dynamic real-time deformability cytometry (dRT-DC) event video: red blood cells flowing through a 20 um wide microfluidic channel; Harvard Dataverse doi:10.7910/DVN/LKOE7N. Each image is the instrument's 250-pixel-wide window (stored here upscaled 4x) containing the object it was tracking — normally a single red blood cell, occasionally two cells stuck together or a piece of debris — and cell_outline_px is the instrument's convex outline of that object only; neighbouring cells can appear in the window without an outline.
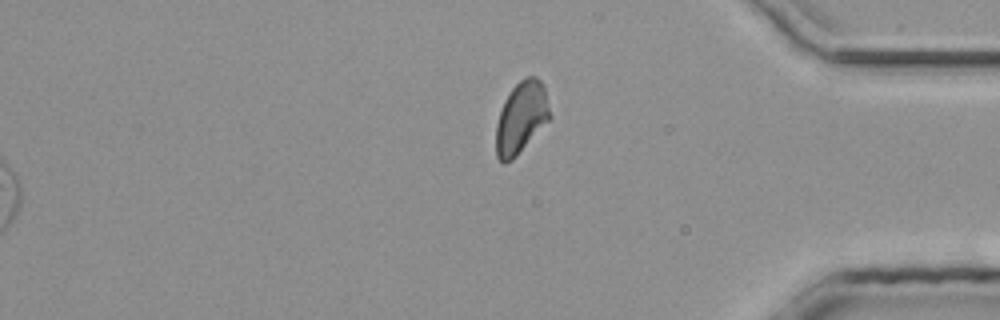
{"species": "common noctule bat (a hibernating species)", "species_latin": "Nyctalus noctula", "temperature_condition": "room temperature", "stored_images_in_passage": 34, "segment_of_instrument_passage": [3, 3], "camera_frame_rate_fps": 3000, "um_per_image_px": 0.085, "animal": {"sex": "male", "body_mass_g": 20.4}, "frame": {"image": 1, "passage_image": 34, "time_ms": 11.0, "image_size_px": [1000, 320], "cell_outline_px": [[552, 116], [516, 156], [512, 160], [504, 164], [496, 156], [496, 124], [504, 100], [512, 88], [524, 76], [536, 76], [544, 84]], "centroid_in_image_um": [44.31, 9.97], "position_along_channel_um": 390.9, "area_um2": 22.54}}